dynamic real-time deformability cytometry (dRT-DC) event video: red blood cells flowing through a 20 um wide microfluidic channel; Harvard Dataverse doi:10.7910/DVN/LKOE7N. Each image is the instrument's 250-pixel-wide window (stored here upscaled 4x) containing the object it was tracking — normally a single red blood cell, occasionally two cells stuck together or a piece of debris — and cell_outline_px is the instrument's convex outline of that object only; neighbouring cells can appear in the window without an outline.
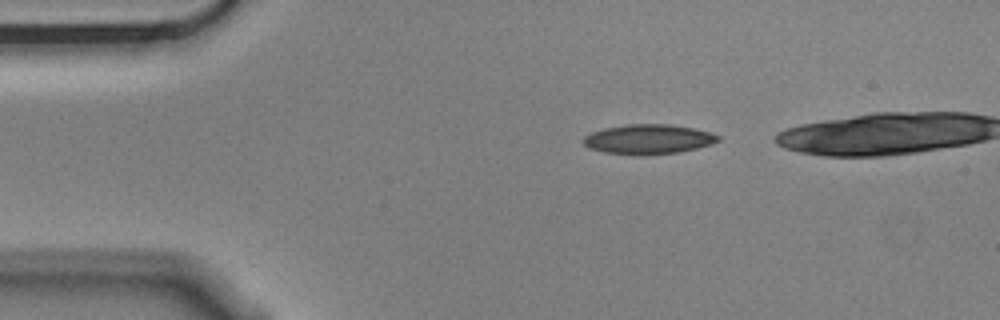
{"species": "Egyptian fruit bat (a non-hibernating species)", "species_latin": "Rousettus aegyptiacus", "temperature_condition": "cold", "stored_images_in_passage": 4, "camera_frame_rate_fps": 3000, "um_per_image_px": 0.085, "animal": {"sex": "male"}, "frame": {"image": 1, "passage_image": 4, "time_ms": 1.0, "image_size_px": [1000, 320], "cell_outline_px": [[720, 140], [712, 144], [680, 152], [644, 156], [636, 156], [604, 152], [588, 148], [580, 140], [584, 136], [592, 132], [604, 128], [628, 124], [668, 124], [696, 128], [720, 136]], "centroid_in_image_um": [55.08, 11.85], "position_along_channel_um": 29.9, "area_um2": 23.7}}